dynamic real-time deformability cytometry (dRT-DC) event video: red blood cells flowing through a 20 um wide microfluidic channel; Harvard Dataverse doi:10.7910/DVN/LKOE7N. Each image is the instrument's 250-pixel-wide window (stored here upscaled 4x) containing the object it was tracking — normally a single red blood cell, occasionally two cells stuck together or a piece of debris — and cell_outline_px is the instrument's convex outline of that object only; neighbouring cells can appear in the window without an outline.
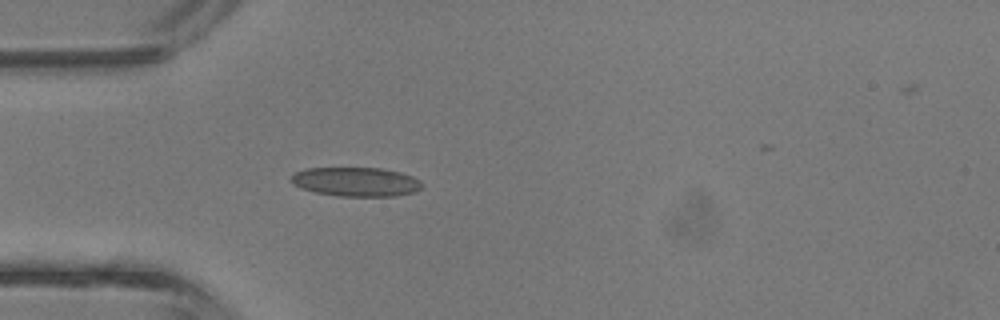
{"species": "common noctule bat (a hibernating species)", "species_latin": "Nyctalus noctula", "temperature_condition": "room temperature", "stored_images_in_passage": 39, "camera_frame_rate_fps": 3000, "um_per_image_px": 0.085, "animal": {"sex": "male", "body_mass_g": 13.3}, "frame": {"image": 1, "passage_image": 11, "time_ms": 3.333, "image_size_px": [1000, 320], "cell_outline_px": [[424, 184], [416, 192], [396, 196], [340, 196], [316, 192], [300, 188], [292, 184], [288, 180], [296, 172], [308, 168], [380, 168], [400, 172], [412, 176], [420, 180]], "centroid_in_image_um": [30.27, 15.45], "position_along_channel_um": 54.7, "area_um2": 22.31}}
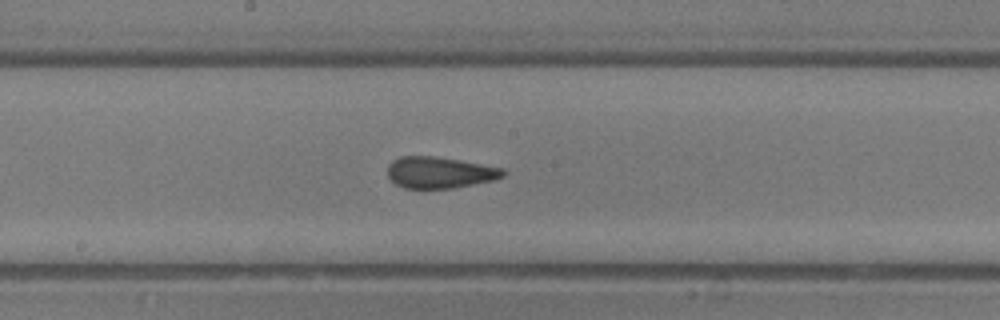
{"frame": {"image": 2, "passage_image": 21, "time_ms": 6.667, "image_size_px": [1000, 320], "cell_outline_px": [[504, 176], [492, 180], [452, 188], [404, 188], [396, 184], [388, 176], [388, 164], [392, 160], [400, 156], [436, 156], [460, 160], [500, 168], [504, 172]], "centroid_in_image_um": [37.31, 14.65], "position_along_channel_um": 210.9, "area_um2": 20.87}}
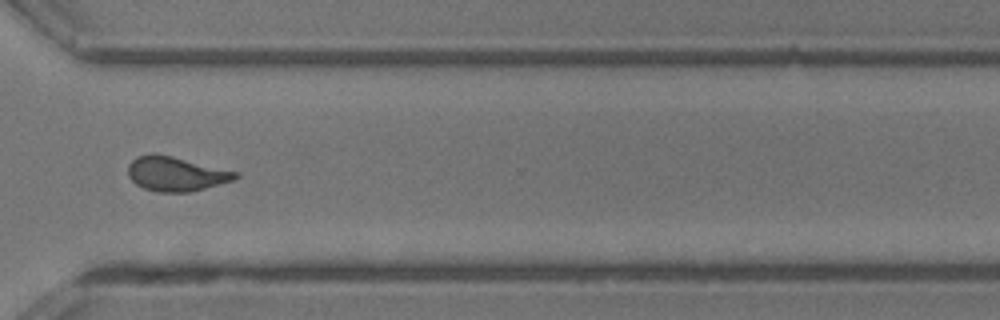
{"frame": {"image": 3, "passage_image": 30, "time_ms": 9.667, "image_size_px": [1000, 320], "cell_outline_px": [[240, 176], [236, 180], [188, 192], [156, 192], [144, 188], [136, 184], [128, 176], [128, 164], [136, 156], [172, 156], [236, 172]], "centroid_in_image_um": [14.96, 14.81], "position_along_channel_um": 355.6, "area_um2": 20.98}, "authors_computed_cell_mechanics": {"area_um2": 21.4438, "velocity_mm_per_s": 4.8319, "shape_relaxation_time_tau1_ms": 7.7566, "shape_relaxation_time_tau2_ms": 0.9463, "deformation_change_tau1": 0.1897, "deformation_change_tau2": 0.0766}}